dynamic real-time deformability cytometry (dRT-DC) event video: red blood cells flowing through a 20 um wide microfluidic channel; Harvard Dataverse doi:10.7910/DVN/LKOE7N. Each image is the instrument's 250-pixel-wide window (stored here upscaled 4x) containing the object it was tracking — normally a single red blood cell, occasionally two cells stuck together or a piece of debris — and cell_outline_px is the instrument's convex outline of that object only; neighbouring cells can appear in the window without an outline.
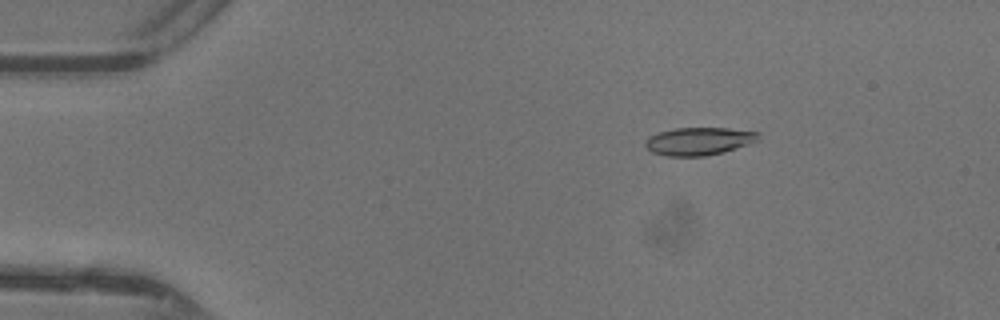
{"species": "common noctule bat (a hibernating species)", "species_latin": "Nyctalus noctula", "temperature_condition": "warm", "stored_images_in_passage": 21, "camera_frame_rate_fps": 3000, "um_per_image_px": 0.085, "animal": {"sex": "female"}, "frame": {"image": 1, "passage_image": 8, "time_ms": 2.333, "image_size_px": [1000, 320], "cell_outline_px": [[760, 140], [724, 152], [704, 156], [668, 156], [652, 152], [644, 144], [644, 140], [648, 136], [660, 132], [676, 128], [728, 128], [760, 132]], "centroid_in_image_um": [59.42, 12.0], "position_along_channel_um": 25.6, "area_um2": 18.38}}
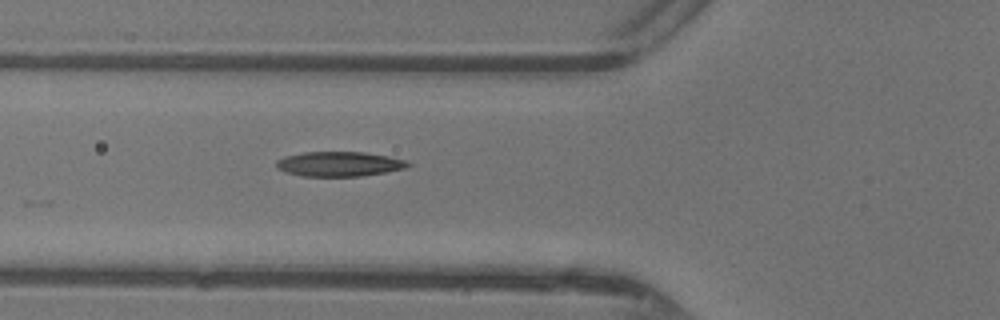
{"frame": {"image": 2, "passage_image": 18, "time_ms": 5.667, "image_size_px": [1000, 320], "cell_outline_px": [[412, 164], [404, 168], [388, 172], [360, 176], [300, 176], [284, 172], [276, 168], [276, 160], [284, 156], [304, 152], [364, 152], [388, 156], [404, 160]], "centroid_in_image_um": [28.79, 13.94], "position_along_channel_um": 97.0, "area_um2": 19.07}}
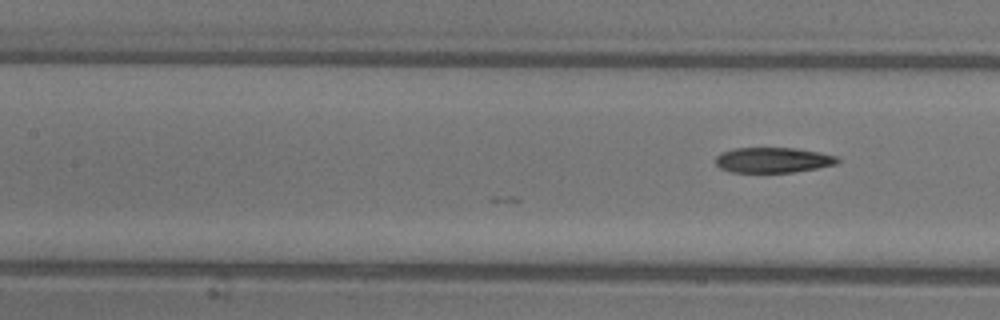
{"frame": {"image": 3, "passage_image": 21, "time_ms": 6.667, "image_size_px": [1000, 320], "cell_outline_px": [[840, 160], [836, 164], [816, 168], [792, 172], [732, 172], [720, 168], [716, 164], [716, 156], [720, 152], [732, 148], [796, 148], [820, 152], [836, 156]], "centroid_in_image_um": [65.68, 13.59], "position_along_channel_um": 141.7, "area_um2": 17.98}}